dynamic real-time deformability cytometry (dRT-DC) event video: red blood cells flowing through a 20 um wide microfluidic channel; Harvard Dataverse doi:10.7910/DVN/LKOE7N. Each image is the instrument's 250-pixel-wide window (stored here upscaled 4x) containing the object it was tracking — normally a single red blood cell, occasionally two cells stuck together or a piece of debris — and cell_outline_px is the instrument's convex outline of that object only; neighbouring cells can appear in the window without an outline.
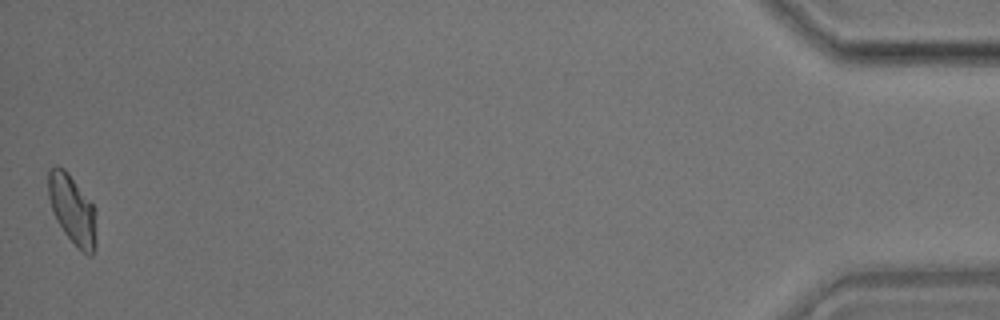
{"species": "common noctule bat (a hibernating species)", "species_latin": "Nyctalus noctula", "temperature_condition": "room temperature", "stored_images_in_passage": 45, "camera_frame_rate_fps": 3000, "um_per_image_px": 0.085, "animal": {"sex": "male", "body_mass_g": 17.9}, "frame": {"image": 1, "passage_image": 45, "time_ms": 14.667, "image_size_px": [1000, 320], "cell_outline_px": [[96, 248], [92, 256], [88, 256], [64, 232], [56, 220], [52, 212], [48, 196], [48, 168], [56, 164], [64, 168], [68, 172], [96, 208]], "centroid_in_image_um": [6.15, 17.78], "position_along_channel_um": 429.0, "area_um2": 19.65}}